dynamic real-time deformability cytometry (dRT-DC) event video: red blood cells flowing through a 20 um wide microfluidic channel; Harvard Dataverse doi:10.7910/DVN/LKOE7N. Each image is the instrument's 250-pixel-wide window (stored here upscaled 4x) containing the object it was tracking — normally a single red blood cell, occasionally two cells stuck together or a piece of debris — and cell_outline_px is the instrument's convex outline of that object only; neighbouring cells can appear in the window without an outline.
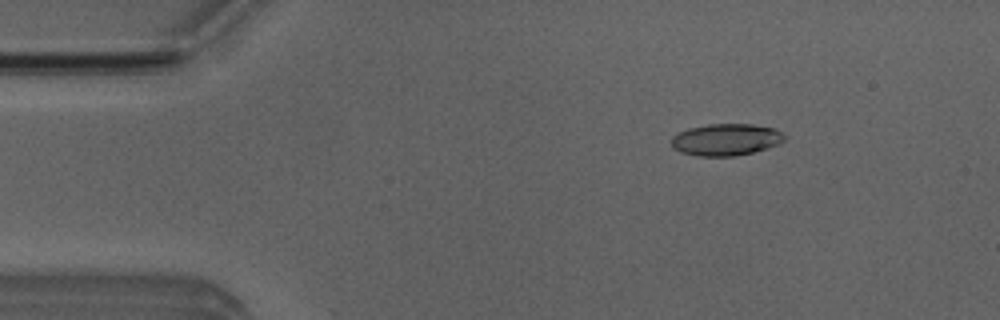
{"species": "Egyptian fruit bat (a non-hibernating species)", "species_latin": "Rousettus aegyptiacus", "temperature_condition": "room temperature", "stored_images_in_passage": 51, "camera_frame_rate_fps": 3000, "um_per_image_px": 0.085, "animal": {"sex": "male"}, "frame": {"image": 1, "passage_image": 7, "time_ms": 2.0, "image_size_px": [1000, 320], "cell_outline_px": [[788, 136], [784, 140], [768, 148], [736, 156], [696, 156], [680, 152], [672, 148], [672, 136], [688, 128], [708, 124], [752, 124], [776, 128]], "centroid_in_image_um": [61.72, 11.86], "position_along_channel_um": 23.3, "area_um2": 21.15}}
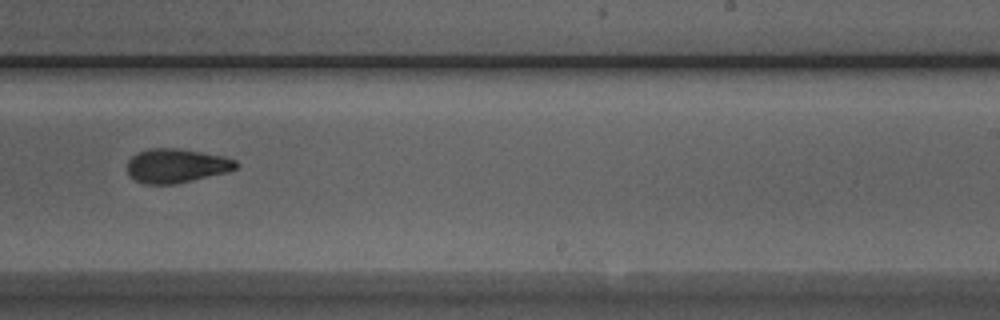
{"frame": {"image": 2, "passage_image": 31, "time_ms": 10.0, "image_size_px": [1000, 320], "cell_outline_px": [[240, 164], [236, 168], [228, 172], [172, 184], [144, 184], [128, 176], [128, 160], [136, 152], [148, 148], [180, 148], [224, 156], [236, 160]], "centroid_in_image_um": [14.98, 14.07], "position_along_channel_um": 274.0, "area_um2": 21.73}}
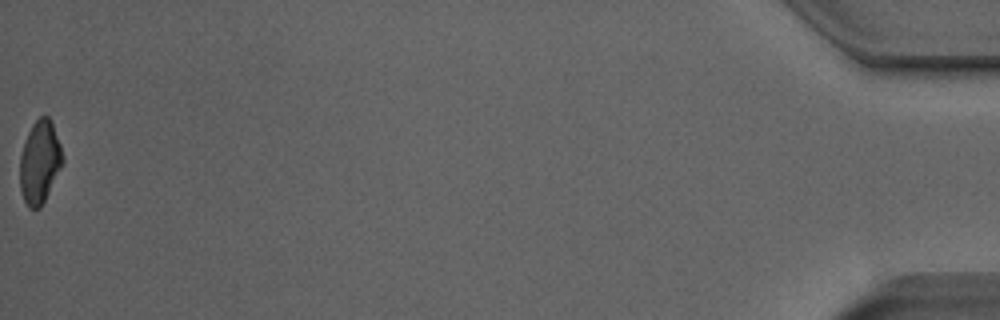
{"frame": {"image": 3, "passage_image": 51, "time_ms": 16.667, "image_size_px": [1000, 320], "cell_outline_px": [[64, 164], [40, 208], [28, 208], [24, 200], [20, 188], [20, 156], [28, 132], [32, 124], [40, 116], [48, 116], [52, 120], [64, 156]], "centroid_in_image_um": [3.4, 13.76], "position_along_channel_um": 431.8, "area_um2": 20.75}, "authors_computed_cell_mechanics": {"area_um2": 21.5016, "velocity_mm_per_s": 3.9974, "shape_relaxation_time_tau1_ms": 4.1858, "shape_relaxation_time_tau2_ms": 3.9297, "deformation_change_tau1": 0.1533, "deformation_change_tau2": 0.1102}}